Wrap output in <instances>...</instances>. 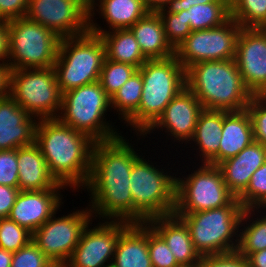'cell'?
Listing matches in <instances>:
<instances>
[{
  "instance_id": "obj_1",
  "label": "cell",
  "mask_w": 266,
  "mask_h": 267,
  "mask_svg": "<svg viewBox=\"0 0 266 267\" xmlns=\"http://www.w3.org/2000/svg\"><path fill=\"white\" fill-rule=\"evenodd\" d=\"M122 135L95 142L87 188L92 215L104 220L133 223V199L129 187L134 162L140 157ZM128 141V142H126ZM97 214V215H96Z\"/></svg>"
},
{
  "instance_id": "obj_2",
  "label": "cell",
  "mask_w": 266,
  "mask_h": 267,
  "mask_svg": "<svg viewBox=\"0 0 266 267\" xmlns=\"http://www.w3.org/2000/svg\"><path fill=\"white\" fill-rule=\"evenodd\" d=\"M35 143L58 183L73 190L87 185L95 143L87 134L63 124L58 118L38 119Z\"/></svg>"
},
{
  "instance_id": "obj_3",
  "label": "cell",
  "mask_w": 266,
  "mask_h": 267,
  "mask_svg": "<svg viewBox=\"0 0 266 267\" xmlns=\"http://www.w3.org/2000/svg\"><path fill=\"white\" fill-rule=\"evenodd\" d=\"M185 79L204 109L241 111L252 97L234 59L195 63L185 70Z\"/></svg>"
},
{
  "instance_id": "obj_4",
  "label": "cell",
  "mask_w": 266,
  "mask_h": 267,
  "mask_svg": "<svg viewBox=\"0 0 266 267\" xmlns=\"http://www.w3.org/2000/svg\"><path fill=\"white\" fill-rule=\"evenodd\" d=\"M138 71L143 88L139 108L124 122L141 136L186 87L185 68L176 56L147 60ZM140 132V133H139Z\"/></svg>"
},
{
  "instance_id": "obj_5",
  "label": "cell",
  "mask_w": 266,
  "mask_h": 267,
  "mask_svg": "<svg viewBox=\"0 0 266 267\" xmlns=\"http://www.w3.org/2000/svg\"><path fill=\"white\" fill-rule=\"evenodd\" d=\"M244 210L236 198L231 204L221 208L177 216L189 228L194 248L202 257L238 249V232Z\"/></svg>"
},
{
  "instance_id": "obj_6",
  "label": "cell",
  "mask_w": 266,
  "mask_h": 267,
  "mask_svg": "<svg viewBox=\"0 0 266 267\" xmlns=\"http://www.w3.org/2000/svg\"><path fill=\"white\" fill-rule=\"evenodd\" d=\"M106 58L101 37L90 31L61 38L54 71L61 93L99 81Z\"/></svg>"
},
{
  "instance_id": "obj_7",
  "label": "cell",
  "mask_w": 266,
  "mask_h": 267,
  "mask_svg": "<svg viewBox=\"0 0 266 267\" xmlns=\"http://www.w3.org/2000/svg\"><path fill=\"white\" fill-rule=\"evenodd\" d=\"M129 187L133 199V223L174 214L176 177L141 156L134 162Z\"/></svg>"
},
{
  "instance_id": "obj_8",
  "label": "cell",
  "mask_w": 266,
  "mask_h": 267,
  "mask_svg": "<svg viewBox=\"0 0 266 267\" xmlns=\"http://www.w3.org/2000/svg\"><path fill=\"white\" fill-rule=\"evenodd\" d=\"M109 107L110 98L97 81L63 93L58 119L95 142L109 141L121 135L105 119Z\"/></svg>"
},
{
  "instance_id": "obj_9",
  "label": "cell",
  "mask_w": 266,
  "mask_h": 267,
  "mask_svg": "<svg viewBox=\"0 0 266 267\" xmlns=\"http://www.w3.org/2000/svg\"><path fill=\"white\" fill-rule=\"evenodd\" d=\"M10 70L53 67L61 38L27 16L8 21Z\"/></svg>"
},
{
  "instance_id": "obj_10",
  "label": "cell",
  "mask_w": 266,
  "mask_h": 267,
  "mask_svg": "<svg viewBox=\"0 0 266 267\" xmlns=\"http://www.w3.org/2000/svg\"><path fill=\"white\" fill-rule=\"evenodd\" d=\"M9 95L37 119L60 114L62 93L53 67L10 70Z\"/></svg>"
},
{
  "instance_id": "obj_11",
  "label": "cell",
  "mask_w": 266,
  "mask_h": 267,
  "mask_svg": "<svg viewBox=\"0 0 266 267\" xmlns=\"http://www.w3.org/2000/svg\"><path fill=\"white\" fill-rule=\"evenodd\" d=\"M197 169L184 179L176 178L175 215L221 208L236 199L217 165L203 163Z\"/></svg>"
},
{
  "instance_id": "obj_12",
  "label": "cell",
  "mask_w": 266,
  "mask_h": 267,
  "mask_svg": "<svg viewBox=\"0 0 266 267\" xmlns=\"http://www.w3.org/2000/svg\"><path fill=\"white\" fill-rule=\"evenodd\" d=\"M242 27L232 18L222 25L192 31L175 49V56L185 70L201 61L234 59Z\"/></svg>"
},
{
  "instance_id": "obj_13",
  "label": "cell",
  "mask_w": 266,
  "mask_h": 267,
  "mask_svg": "<svg viewBox=\"0 0 266 267\" xmlns=\"http://www.w3.org/2000/svg\"><path fill=\"white\" fill-rule=\"evenodd\" d=\"M86 209L57 218L54 214L32 233V241L55 265L63 267L79 243L84 228L92 224L94 216L88 207Z\"/></svg>"
},
{
  "instance_id": "obj_14",
  "label": "cell",
  "mask_w": 266,
  "mask_h": 267,
  "mask_svg": "<svg viewBox=\"0 0 266 267\" xmlns=\"http://www.w3.org/2000/svg\"><path fill=\"white\" fill-rule=\"evenodd\" d=\"M129 224L126 221L111 220L100 222L93 228H90L88 224L81 233L79 243L63 267H106L112 265L120 233ZM109 261L110 263H108Z\"/></svg>"
},
{
  "instance_id": "obj_15",
  "label": "cell",
  "mask_w": 266,
  "mask_h": 267,
  "mask_svg": "<svg viewBox=\"0 0 266 267\" xmlns=\"http://www.w3.org/2000/svg\"><path fill=\"white\" fill-rule=\"evenodd\" d=\"M26 16L60 38L89 31V10L78 0H29Z\"/></svg>"
},
{
  "instance_id": "obj_16",
  "label": "cell",
  "mask_w": 266,
  "mask_h": 267,
  "mask_svg": "<svg viewBox=\"0 0 266 267\" xmlns=\"http://www.w3.org/2000/svg\"><path fill=\"white\" fill-rule=\"evenodd\" d=\"M234 60L252 95L266 94V37L257 28H242Z\"/></svg>"
},
{
  "instance_id": "obj_17",
  "label": "cell",
  "mask_w": 266,
  "mask_h": 267,
  "mask_svg": "<svg viewBox=\"0 0 266 267\" xmlns=\"http://www.w3.org/2000/svg\"><path fill=\"white\" fill-rule=\"evenodd\" d=\"M204 108L195 97V95L187 88H183L166 106L163 113L158 119L142 134L143 137L157 128L168 133L170 137H174L178 142L185 141L190 143L199 116ZM170 132V133H169Z\"/></svg>"
},
{
  "instance_id": "obj_18",
  "label": "cell",
  "mask_w": 266,
  "mask_h": 267,
  "mask_svg": "<svg viewBox=\"0 0 266 267\" xmlns=\"http://www.w3.org/2000/svg\"><path fill=\"white\" fill-rule=\"evenodd\" d=\"M60 190L20 191L8 218L33 233L60 209Z\"/></svg>"
},
{
  "instance_id": "obj_19",
  "label": "cell",
  "mask_w": 266,
  "mask_h": 267,
  "mask_svg": "<svg viewBox=\"0 0 266 267\" xmlns=\"http://www.w3.org/2000/svg\"><path fill=\"white\" fill-rule=\"evenodd\" d=\"M37 122L10 95L0 98V150L33 144Z\"/></svg>"
},
{
  "instance_id": "obj_20",
  "label": "cell",
  "mask_w": 266,
  "mask_h": 267,
  "mask_svg": "<svg viewBox=\"0 0 266 267\" xmlns=\"http://www.w3.org/2000/svg\"><path fill=\"white\" fill-rule=\"evenodd\" d=\"M168 245L180 266H193L201 256L194 248L189 228L175 214L157 216L146 222Z\"/></svg>"
},
{
  "instance_id": "obj_21",
  "label": "cell",
  "mask_w": 266,
  "mask_h": 267,
  "mask_svg": "<svg viewBox=\"0 0 266 267\" xmlns=\"http://www.w3.org/2000/svg\"><path fill=\"white\" fill-rule=\"evenodd\" d=\"M266 161V147L253 141L236 156L217 166L229 190L238 198L248 187L252 174Z\"/></svg>"
},
{
  "instance_id": "obj_22",
  "label": "cell",
  "mask_w": 266,
  "mask_h": 267,
  "mask_svg": "<svg viewBox=\"0 0 266 267\" xmlns=\"http://www.w3.org/2000/svg\"><path fill=\"white\" fill-rule=\"evenodd\" d=\"M17 161L18 188L20 191L66 188L51 175L45 158L35 142L17 148Z\"/></svg>"
},
{
  "instance_id": "obj_23",
  "label": "cell",
  "mask_w": 266,
  "mask_h": 267,
  "mask_svg": "<svg viewBox=\"0 0 266 267\" xmlns=\"http://www.w3.org/2000/svg\"><path fill=\"white\" fill-rule=\"evenodd\" d=\"M114 267H153L148 252V224L130 223L116 244Z\"/></svg>"
},
{
  "instance_id": "obj_24",
  "label": "cell",
  "mask_w": 266,
  "mask_h": 267,
  "mask_svg": "<svg viewBox=\"0 0 266 267\" xmlns=\"http://www.w3.org/2000/svg\"><path fill=\"white\" fill-rule=\"evenodd\" d=\"M89 31L101 37L106 59L130 64L138 69L147 61L130 29L108 31L89 19Z\"/></svg>"
},
{
  "instance_id": "obj_25",
  "label": "cell",
  "mask_w": 266,
  "mask_h": 267,
  "mask_svg": "<svg viewBox=\"0 0 266 267\" xmlns=\"http://www.w3.org/2000/svg\"><path fill=\"white\" fill-rule=\"evenodd\" d=\"M147 60L165 59L175 55V50L166 39L160 15L148 12L130 28Z\"/></svg>"
},
{
  "instance_id": "obj_26",
  "label": "cell",
  "mask_w": 266,
  "mask_h": 267,
  "mask_svg": "<svg viewBox=\"0 0 266 267\" xmlns=\"http://www.w3.org/2000/svg\"><path fill=\"white\" fill-rule=\"evenodd\" d=\"M221 134L219 163L236 156L254 141L252 122L247 109L223 111Z\"/></svg>"
},
{
  "instance_id": "obj_27",
  "label": "cell",
  "mask_w": 266,
  "mask_h": 267,
  "mask_svg": "<svg viewBox=\"0 0 266 267\" xmlns=\"http://www.w3.org/2000/svg\"><path fill=\"white\" fill-rule=\"evenodd\" d=\"M223 129V110L203 109L191 141L199 148L202 163L219 164V146ZM201 151V153H200Z\"/></svg>"
},
{
  "instance_id": "obj_28",
  "label": "cell",
  "mask_w": 266,
  "mask_h": 267,
  "mask_svg": "<svg viewBox=\"0 0 266 267\" xmlns=\"http://www.w3.org/2000/svg\"><path fill=\"white\" fill-rule=\"evenodd\" d=\"M89 11V19H93L95 10L106 20L111 30L129 29L143 18L148 10L142 0H97ZM98 6V8H96ZM96 8V9H94ZM93 14V15H92Z\"/></svg>"
},
{
  "instance_id": "obj_29",
  "label": "cell",
  "mask_w": 266,
  "mask_h": 267,
  "mask_svg": "<svg viewBox=\"0 0 266 267\" xmlns=\"http://www.w3.org/2000/svg\"><path fill=\"white\" fill-rule=\"evenodd\" d=\"M255 211H257V208L245 209L240 221V228L245 225V222L246 227L240 229L237 251L245 258L251 253L266 249V215H261L260 218L257 217L254 220L252 218L253 215H256ZM251 215L252 218H250ZM248 219L252 220L249 221Z\"/></svg>"
},
{
  "instance_id": "obj_30",
  "label": "cell",
  "mask_w": 266,
  "mask_h": 267,
  "mask_svg": "<svg viewBox=\"0 0 266 267\" xmlns=\"http://www.w3.org/2000/svg\"><path fill=\"white\" fill-rule=\"evenodd\" d=\"M185 18L190 21V28L206 30L227 22L230 16V2H212L197 4L185 10Z\"/></svg>"
},
{
  "instance_id": "obj_31",
  "label": "cell",
  "mask_w": 266,
  "mask_h": 267,
  "mask_svg": "<svg viewBox=\"0 0 266 267\" xmlns=\"http://www.w3.org/2000/svg\"><path fill=\"white\" fill-rule=\"evenodd\" d=\"M143 80L136 71L118 91L110 98V106L116 110L121 119L126 121L138 108L141 102Z\"/></svg>"
},
{
  "instance_id": "obj_32",
  "label": "cell",
  "mask_w": 266,
  "mask_h": 267,
  "mask_svg": "<svg viewBox=\"0 0 266 267\" xmlns=\"http://www.w3.org/2000/svg\"><path fill=\"white\" fill-rule=\"evenodd\" d=\"M230 16L242 28H257L266 20V0H230Z\"/></svg>"
},
{
  "instance_id": "obj_33",
  "label": "cell",
  "mask_w": 266,
  "mask_h": 267,
  "mask_svg": "<svg viewBox=\"0 0 266 267\" xmlns=\"http://www.w3.org/2000/svg\"><path fill=\"white\" fill-rule=\"evenodd\" d=\"M136 71L138 68L133 65L105 58L99 82L107 96L111 98Z\"/></svg>"
},
{
  "instance_id": "obj_34",
  "label": "cell",
  "mask_w": 266,
  "mask_h": 267,
  "mask_svg": "<svg viewBox=\"0 0 266 267\" xmlns=\"http://www.w3.org/2000/svg\"><path fill=\"white\" fill-rule=\"evenodd\" d=\"M244 209L266 208V161L251 176L248 187L238 197Z\"/></svg>"
},
{
  "instance_id": "obj_35",
  "label": "cell",
  "mask_w": 266,
  "mask_h": 267,
  "mask_svg": "<svg viewBox=\"0 0 266 267\" xmlns=\"http://www.w3.org/2000/svg\"><path fill=\"white\" fill-rule=\"evenodd\" d=\"M32 240V233L9 218H0V248L17 252Z\"/></svg>"
},
{
  "instance_id": "obj_36",
  "label": "cell",
  "mask_w": 266,
  "mask_h": 267,
  "mask_svg": "<svg viewBox=\"0 0 266 267\" xmlns=\"http://www.w3.org/2000/svg\"><path fill=\"white\" fill-rule=\"evenodd\" d=\"M163 23L166 39L175 50L192 32L185 18V10L179 13L157 12Z\"/></svg>"
},
{
  "instance_id": "obj_37",
  "label": "cell",
  "mask_w": 266,
  "mask_h": 267,
  "mask_svg": "<svg viewBox=\"0 0 266 267\" xmlns=\"http://www.w3.org/2000/svg\"><path fill=\"white\" fill-rule=\"evenodd\" d=\"M246 109L251 118L254 141L266 147V94L252 95Z\"/></svg>"
},
{
  "instance_id": "obj_38",
  "label": "cell",
  "mask_w": 266,
  "mask_h": 267,
  "mask_svg": "<svg viewBox=\"0 0 266 267\" xmlns=\"http://www.w3.org/2000/svg\"><path fill=\"white\" fill-rule=\"evenodd\" d=\"M148 252L153 267H180L168 245L149 225Z\"/></svg>"
},
{
  "instance_id": "obj_39",
  "label": "cell",
  "mask_w": 266,
  "mask_h": 267,
  "mask_svg": "<svg viewBox=\"0 0 266 267\" xmlns=\"http://www.w3.org/2000/svg\"><path fill=\"white\" fill-rule=\"evenodd\" d=\"M54 265L32 240L13 253L11 262V267H53Z\"/></svg>"
},
{
  "instance_id": "obj_40",
  "label": "cell",
  "mask_w": 266,
  "mask_h": 267,
  "mask_svg": "<svg viewBox=\"0 0 266 267\" xmlns=\"http://www.w3.org/2000/svg\"><path fill=\"white\" fill-rule=\"evenodd\" d=\"M17 149L0 150V184L18 188Z\"/></svg>"
},
{
  "instance_id": "obj_41",
  "label": "cell",
  "mask_w": 266,
  "mask_h": 267,
  "mask_svg": "<svg viewBox=\"0 0 266 267\" xmlns=\"http://www.w3.org/2000/svg\"><path fill=\"white\" fill-rule=\"evenodd\" d=\"M197 267H248L246 258L237 250L229 253L202 256Z\"/></svg>"
},
{
  "instance_id": "obj_42",
  "label": "cell",
  "mask_w": 266,
  "mask_h": 267,
  "mask_svg": "<svg viewBox=\"0 0 266 267\" xmlns=\"http://www.w3.org/2000/svg\"><path fill=\"white\" fill-rule=\"evenodd\" d=\"M29 0H0V19L11 21L27 15Z\"/></svg>"
},
{
  "instance_id": "obj_43",
  "label": "cell",
  "mask_w": 266,
  "mask_h": 267,
  "mask_svg": "<svg viewBox=\"0 0 266 267\" xmlns=\"http://www.w3.org/2000/svg\"><path fill=\"white\" fill-rule=\"evenodd\" d=\"M19 192V188L0 184V218H8Z\"/></svg>"
},
{
  "instance_id": "obj_44",
  "label": "cell",
  "mask_w": 266,
  "mask_h": 267,
  "mask_svg": "<svg viewBox=\"0 0 266 267\" xmlns=\"http://www.w3.org/2000/svg\"><path fill=\"white\" fill-rule=\"evenodd\" d=\"M212 2H230V0H171L165 9L159 12L179 13L182 10H188L191 6Z\"/></svg>"
},
{
  "instance_id": "obj_45",
  "label": "cell",
  "mask_w": 266,
  "mask_h": 267,
  "mask_svg": "<svg viewBox=\"0 0 266 267\" xmlns=\"http://www.w3.org/2000/svg\"><path fill=\"white\" fill-rule=\"evenodd\" d=\"M9 29L8 21L0 19V64L8 65ZM7 59V60H6Z\"/></svg>"
},
{
  "instance_id": "obj_46",
  "label": "cell",
  "mask_w": 266,
  "mask_h": 267,
  "mask_svg": "<svg viewBox=\"0 0 266 267\" xmlns=\"http://www.w3.org/2000/svg\"><path fill=\"white\" fill-rule=\"evenodd\" d=\"M9 73V66L0 64V98L9 95Z\"/></svg>"
},
{
  "instance_id": "obj_47",
  "label": "cell",
  "mask_w": 266,
  "mask_h": 267,
  "mask_svg": "<svg viewBox=\"0 0 266 267\" xmlns=\"http://www.w3.org/2000/svg\"><path fill=\"white\" fill-rule=\"evenodd\" d=\"M246 261L248 267H266V249L249 254Z\"/></svg>"
},
{
  "instance_id": "obj_48",
  "label": "cell",
  "mask_w": 266,
  "mask_h": 267,
  "mask_svg": "<svg viewBox=\"0 0 266 267\" xmlns=\"http://www.w3.org/2000/svg\"><path fill=\"white\" fill-rule=\"evenodd\" d=\"M148 12H159L171 2V0H142Z\"/></svg>"
},
{
  "instance_id": "obj_49",
  "label": "cell",
  "mask_w": 266,
  "mask_h": 267,
  "mask_svg": "<svg viewBox=\"0 0 266 267\" xmlns=\"http://www.w3.org/2000/svg\"><path fill=\"white\" fill-rule=\"evenodd\" d=\"M13 253L0 248V267H11Z\"/></svg>"
},
{
  "instance_id": "obj_50",
  "label": "cell",
  "mask_w": 266,
  "mask_h": 267,
  "mask_svg": "<svg viewBox=\"0 0 266 267\" xmlns=\"http://www.w3.org/2000/svg\"><path fill=\"white\" fill-rule=\"evenodd\" d=\"M83 6H85L89 11L96 5V0H78Z\"/></svg>"
},
{
  "instance_id": "obj_51",
  "label": "cell",
  "mask_w": 266,
  "mask_h": 267,
  "mask_svg": "<svg viewBox=\"0 0 266 267\" xmlns=\"http://www.w3.org/2000/svg\"><path fill=\"white\" fill-rule=\"evenodd\" d=\"M257 29L266 37V20Z\"/></svg>"
},
{
  "instance_id": "obj_52",
  "label": "cell",
  "mask_w": 266,
  "mask_h": 267,
  "mask_svg": "<svg viewBox=\"0 0 266 267\" xmlns=\"http://www.w3.org/2000/svg\"><path fill=\"white\" fill-rule=\"evenodd\" d=\"M180 267H197V265H193V266H180Z\"/></svg>"
}]
</instances>
